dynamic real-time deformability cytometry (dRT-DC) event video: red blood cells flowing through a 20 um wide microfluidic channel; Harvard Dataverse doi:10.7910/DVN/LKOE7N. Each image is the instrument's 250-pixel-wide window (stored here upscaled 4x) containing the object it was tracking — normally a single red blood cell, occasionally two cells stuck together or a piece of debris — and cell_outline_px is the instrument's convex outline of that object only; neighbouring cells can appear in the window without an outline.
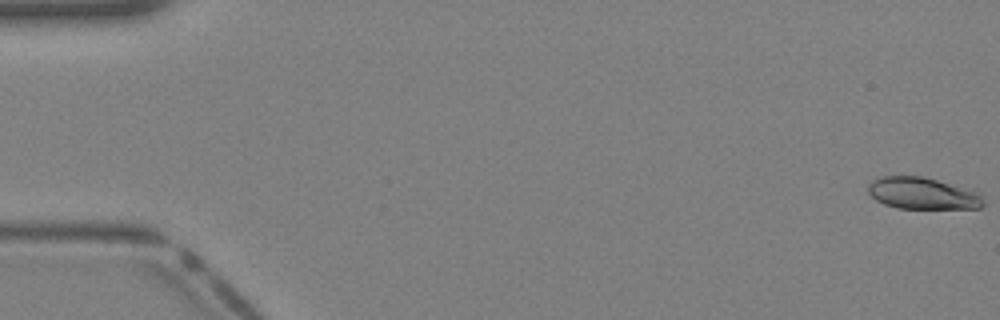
{"species": "Egyptian fruit bat (a non-hibernating species)", "species_latin": "Rousettus aegyptiacus", "temperature_condition": "warm", "stored_images_in_passage": 40, "camera_frame_rate_fps": 3000, "um_per_image_px": 0.085, "animal": {"sex": "female"}, "frame": {"image": 1, "passage_image": 1, "time_ms": 0.0, "image_size_px": [1000, 320], "cell_outline_px": [[984, 204], [980, 208], [896, 208], [884, 204], [876, 200], [868, 192], [868, 184], [872, 180], [880, 176], [924, 176], [972, 192], [980, 196], [984, 200]], "centroid_in_image_um": [78.31, 16.44], "position_along_channel_um": 6.7, "area_um2": 20.81}}
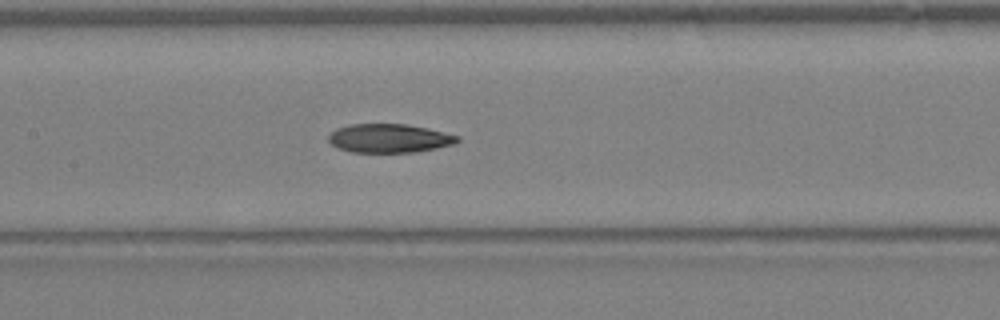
{"frame": {"image": 2, "passage_image": 20, "time_ms": 6.333, "image_size_px": [1000, 320], "cell_outline_px": [[460, 140], [452, 144], [436, 148], [416, 152], [352, 152], [336, 148], [328, 140], [328, 136], [336, 128], [352, 124], [408, 124], [428, 128], [460, 136]], "centroid_in_image_um": [33.08, 11.75], "position_along_channel_um": 174.3, "area_um2": 21.62}}
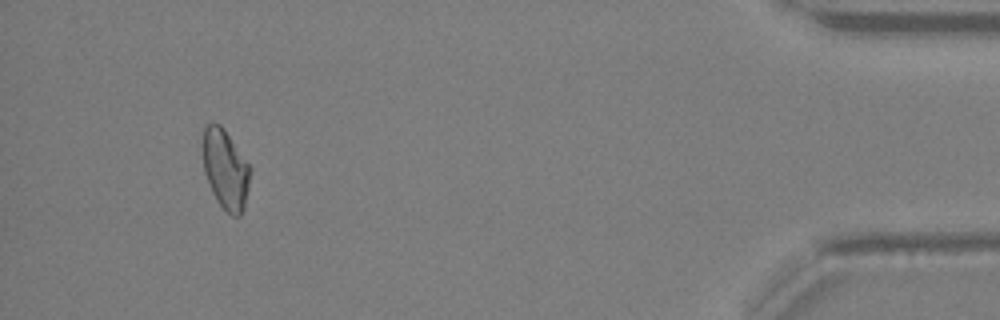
{"frame": {"image": 3, "passage_image": 38, "time_ms": 12.333, "image_size_px": [1000, 320], "cell_outline_px": [[252, 168], [244, 208], [240, 216], [232, 216], [216, 200], [212, 192], [204, 172], [200, 144], [204, 128], [208, 124], [220, 124], [224, 128]], "centroid_in_image_um": [19.14, 14.36], "position_along_channel_um": 416.1, "area_um2": 22.37}}